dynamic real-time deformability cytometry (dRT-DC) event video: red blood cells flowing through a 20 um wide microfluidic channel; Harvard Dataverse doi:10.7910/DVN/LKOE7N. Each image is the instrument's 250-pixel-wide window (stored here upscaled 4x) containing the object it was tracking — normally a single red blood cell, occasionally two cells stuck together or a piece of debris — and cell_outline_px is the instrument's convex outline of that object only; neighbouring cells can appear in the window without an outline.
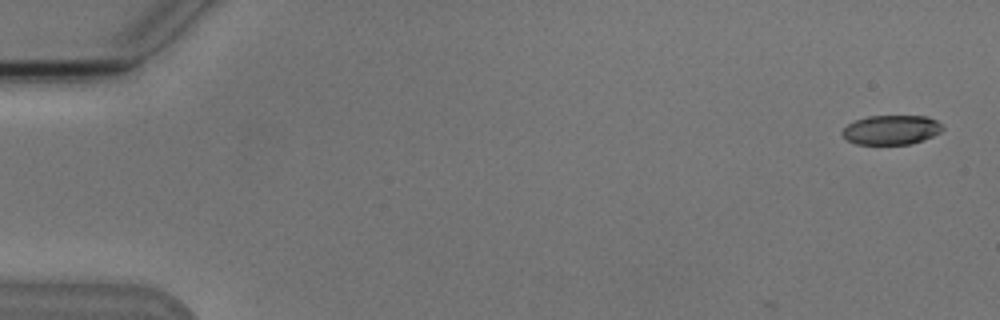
{"species": "Egyptian fruit bat (a non-hibernating species)", "species_latin": "Rousettus aegyptiacus", "temperature_condition": "cold", "stored_images_in_passage": 6, "camera_frame_rate_fps": 3000, "um_per_image_px": 0.085, "animal": {"sex": "male"}, "frame": {"image": 1, "passage_image": 1, "time_ms": 0.0, "image_size_px": [1000, 320], "cell_outline_px": [[944, 128], [940, 132], [924, 140], [912, 144], [856, 144], [848, 140], [840, 132], [848, 124], [856, 120], [868, 116], [928, 116], [936, 120]], "centroid_in_image_um": [75.77, 11.04], "position_along_channel_um": 9.2, "area_um2": 17.17}}